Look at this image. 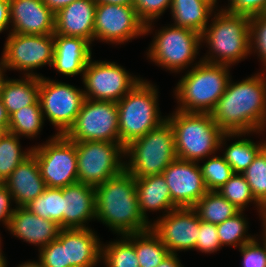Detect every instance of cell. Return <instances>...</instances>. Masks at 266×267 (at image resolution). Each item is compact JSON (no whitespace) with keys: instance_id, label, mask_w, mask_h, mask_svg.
Masks as SVG:
<instances>
[{"instance_id":"1","label":"cell","mask_w":266,"mask_h":267,"mask_svg":"<svg viewBox=\"0 0 266 267\" xmlns=\"http://www.w3.org/2000/svg\"><path fill=\"white\" fill-rule=\"evenodd\" d=\"M266 74L232 83L210 113L224 133H261L266 129Z\"/></svg>"},{"instance_id":"2","label":"cell","mask_w":266,"mask_h":267,"mask_svg":"<svg viewBox=\"0 0 266 267\" xmlns=\"http://www.w3.org/2000/svg\"><path fill=\"white\" fill-rule=\"evenodd\" d=\"M96 219L119 236L151 229L141 215L136 193V178L125 169L117 176L94 186Z\"/></svg>"},{"instance_id":"3","label":"cell","mask_w":266,"mask_h":267,"mask_svg":"<svg viewBox=\"0 0 266 267\" xmlns=\"http://www.w3.org/2000/svg\"><path fill=\"white\" fill-rule=\"evenodd\" d=\"M171 115L166 119L174 131L177 158L185 161H203L215 155L226 144L227 138L250 134L224 133L210 113H189L176 109Z\"/></svg>"},{"instance_id":"4","label":"cell","mask_w":266,"mask_h":267,"mask_svg":"<svg viewBox=\"0 0 266 267\" xmlns=\"http://www.w3.org/2000/svg\"><path fill=\"white\" fill-rule=\"evenodd\" d=\"M215 13L211 24L201 34L202 43L210 49L202 61L231 66L251 54L250 17L224 8Z\"/></svg>"},{"instance_id":"5","label":"cell","mask_w":266,"mask_h":267,"mask_svg":"<svg viewBox=\"0 0 266 267\" xmlns=\"http://www.w3.org/2000/svg\"><path fill=\"white\" fill-rule=\"evenodd\" d=\"M177 83L174 95L177 110L189 113H211L224 94L230 80L229 65L200 61L194 63Z\"/></svg>"},{"instance_id":"6","label":"cell","mask_w":266,"mask_h":267,"mask_svg":"<svg viewBox=\"0 0 266 267\" xmlns=\"http://www.w3.org/2000/svg\"><path fill=\"white\" fill-rule=\"evenodd\" d=\"M158 89L147 80L137 83L118 101L119 143L125 148L166 120L159 113Z\"/></svg>"},{"instance_id":"7","label":"cell","mask_w":266,"mask_h":267,"mask_svg":"<svg viewBox=\"0 0 266 267\" xmlns=\"http://www.w3.org/2000/svg\"><path fill=\"white\" fill-rule=\"evenodd\" d=\"M129 158L125 170L135 178L160 175L167 166L177 159L174 131L166 119L157 128L131 141L124 148Z\"/></svg>"},{"instance_id":"8","label":"cell","mask_w":266,"mask_h":267,"mask_svg":"<svg viewBox=\"0 0 266 267\" xmlns=\"http://www.w3.org/2000/svg\"><path fill=\"white\" fill-rule=\"evenodd\" d=\"M201 42V34L194 30L172 24L164 26L155 34L147 58L161 68L178 73L193 65Z\"/></svg>"},{"instance_id":"9","label":"cell","mask_w":266,"mask_h":267,"mask_svg":"<svg viewBox=\"0 0 266 267\" xmlns=\"http://www.w3.org/2000/svg\"><path fill=\"white\" fill-rule=\"evenodd\" d=\"M46 144L32 147L46 187L64 188L78 182L76 142L54 135Z\"/></svg>"},{"instance_id":"10","label":"cell","mask_w":266,"mask_h":267,"mask_svg":"<svg viewBox=\"0 0 266 267\" xmlns=\"http://www.w3.org/2000/svg\"><path fill=\"white\" fill-rule=\"evenodd\" d=\"M78 182L92 186L104 183L125 169L124 147L116 142H76Z\"/></svg>"},{"instance_id":"11","label":"cell","mask_w":266,"mask_h":267,"mask_svg":"<svg viewBox=\"0 0 266 267\" xmlns=\"http://www.w3.org/2000/svg\"><path fill=\"white\" fill-rule=\"evenodd\" d=\"M82 89L40 77L39 102L45 117L56 127V135H65L73 126L85 101Z\"/></svg>"},{"instance_id":"12","label":"cell","mask_w":266,"mask_h":267,"mask_svg":"<svg viewBox=\"0 0 266 267\" xmlns=\"http://www.w3.org/2000/svg\"><path fill=\"white\" fill-rule=\"evenodd\" d=\"M65 136L73 142L119 143L117 104L111 101L85 99L73 126Z\"/></svg>"},{"instance_id":"13","label":"cell","mask_w":266,"mask_h":267,"mask_svg":"<svg viewBox=\"0 0 266 267\" xmlns=\"http://www.w3.org/2000/svg\"><path fill=\"white\" fill-rule=\"evenodd\" d=\"M2 56L8 70L25 72V76H38L33 70L44 65L52 66L54 34L34 35L9 33Z\"/></svg>"},{"instance_id":"14","label":"cell","mask_w":266,"mask_h":267,"mask_svg":"<svg viewBox=\"0 0 266 267\" xmlns=\"http://www.w3.org/2000/svg\"><path fill=\"white\" fill-rule=\"evenodd\" d=\"M85 98L98 101H120L143 78L131 76L115 62L89 60L83 74Z\"/></svg>"},{"instance_id":"15","label":"cell","mask_w":266,"mask_h":267,"mask_svg":"<svg viewBox=\"0 0 266 267\" xmlns=\"http://www.w3.org/2000/svg\"><path fill=\"white\" fill-rule=\"evenodd\" d=\"M145 35V24L134 6L96 4L94 40L123 44Z\"/></svg>"},{"instance_id":"16","label":"cell","mask_w":266,"mask_h":267,"mask_svg":"<svg viewBox=\"0 0 266 267\" xmlns=\"http://www.w3.org/2000/svg\"><path fill=\"white\" fill-rule=\"evenodd\" d=\"M200 219L193 208L181 207L151 223V230L160 238L169 253L195 249Z\"/></svg>"},{"instance_id":"17","label":"cell","mask_w":266,"mask_h":267,"mask_svg":"<svg viewBox=\"0 0 266 267\" xmlns=\"http://www.w3.org/2000/svg\"><path fill=\"white\" fill-rule=\"evenodd\" d=\"M172 202L178 207L192 208L207 193L198 162L175 159L162 173Z\"/></svg>"},{"instance_id":"18","label":"cell","mask_w":266,"mask_h":267,"mask_svg":"<svg viewBox=\"0 0 266 267\" xmlns=\"http://www.w3.org/2000/svg\"><path fill=\"white\" fill-rule=\"evenodd\" d=\"M11 31L9 33L54 34L55 14L43 0H9Z\"/></svg>"},{"instance_id":"19","label":"cell","mask_w":266,"mask_h":267,"mask_svg":"<svg viewBox=\"0 0 266 267\" xmlns=\"http://www.w3.org/2000/svg\"><path fill=\"white\" fill-rule=\"evenodd\" d=\"M57 239L65 245L66 267H95L101 261L102 243L92 228L60 229Z\"/></svg>"},{"instance_id":"20","label":"cell","mask_w":266,"mask_h":267,"mask_svg":"<svg viewBox=\"0 0 266 267\" xmlns=\"http://www.w3.org/2000/svg\"><path fill=\"white\" fill-rule=\"evenodd\" d=\"M94 0H76L55 14L54 33L94 41Z\"/></svg>"},{"instance_id":"21","label":"cell","mask_w":266,"mask_h":267,"mask_svg":"<svg viewBox=\"0 0 266 267\" xmlns=\"http://www.w3.org/2000/svg\"><path fill=\"white\" fill-rule=\"evenodd\" d=\"M96 219L94 186L77 182L63 188V229L88 228Z\"/></svg>"},{"instance_id":"22","label":"cell","mask_w":266,"mask_h":267,"mask_svg":"<svg viewBox=\"0 0 266 267\" xmlns=\"http://www.w3.org/2000/svg\"><path fill=\"white\" fill-rule=\"evenodd\" d=\"M7 229L15 237L39 246L40 250L57 239L61 228L53 220H45L26 207L16 206Z\"/></svg>"},{"instance_id":"23","label":"cell","mask_w":266,"mask_h":267,"mask_svg":"<svg viewBox=\"0 0 266 267\" xmlns=\"http://www.w3.org/2000/svg\"><path fill=\"white\" fill-rule=\"evenodd\" d=\"M91 44L80 37H68L54 33V56L52 66L65 76L81 74L92 58Z\"/></svg>"},{"instance_id":"24","label":"cell","mask_w":266,"mask_h":267,"mask_svg":"<svg viewBox=\"0 0 266 267\" xmlns=\"http://www.w3.org/2000/svg\"><path fill=\"white\" fill-rule=\"evenodd\" d=\"M3 184L8 188L17 207H25L46 189L38 161L33 154L20 163Z\"/></svg>"},{"instance_id":"25","label":"cell","mask_w":266,"mask_h":267,"mask_svg":"<svg viewBox=\"0 0 266 267\" xmlns=\"http://www.w3.org/2000/svg\"><path fill=\"white\" fill-rule=\"evenodd\" d=\"M136 193L141 215L149 220L147 212L162 211L166 215L178 208L171 199L169 187L162 174L136 178Z\"/></svg>"},{"instance_id":"26","label":"cell","mask_w":266,"mask_h":267,"mask_svg":"<svg viewBox=\"0 0 266 267\" xmlns=\"http://www.w3.org/2000/svg\"><path fill=\"white\" fill-rule=\"evenodd\" d=\"M39 85L38 76L24 75L22 79H6L0 91V98L9 117L39 99Z\"/></svg>"},{"instance_id":"27","label":"cell","mask_w":266,"mask_h":267,"mask_svg":"<svg viewBox=\"0 0 266 267\" xmlns=\"http://www.w3.org/2000/svg\"><path fill=\"white\" fill-rule=\"evenodd\" d=\"M171 14L175 26L202 34L209 24L214 8L203 0H172Z\"/></svg>"},{"instance_id":"28","label":"cell","mask_w":266,"mask_h":267,"mask_svg":"<svg viewBox=\"0 0 266 267\" xmlns=\"http://www.w3.org/2000/svg\"><path fill=\"white\" fill-rule=\"evenodd\" d=\"M124 236L135 246L139 267H157L170 254L167 247L151 229Z\"/></svg>"},{"instance_id":"29","label":"cell","mask_w":266,"mask_h":267,"mask_svg":"<svg viewBox=\"0 0 266 267\" xmlns=\"http://www.w3.org/2000/svg\"><path fill=\"white\" fill-rule=\"evenodd\" d=\"M192 208L200 220L214 225L221 224L240 211L218 191H207Z\"/></svg>"},{"instance_id":"30","label":"cell","mask_w":266,"mask_h":267,"mask_svg":"<svg viewBox=\"0 0 266 267\" xmlns=\"http://www.w3.org/2000/svg\"><path fill=\"white\" fill-rule=\"evenodd\" d=\"M44 125V117L39 99L30 106H26L13 113L9 117L7 132L17 135L34 138Z\"/></svg>"},{"instance_id":"31","label":"cell","mask_w":266,"mask_h":267,"mask_svg":"<svg viewBox=\"0 0 266 267\" xmlns=\"http://www.w3.org/2000/svg\"><path fill=\"white\" fill-rule=\"evenodd\" d=\"M25 207L45 220L55 221L63 229V188L46 187L40 196Z\"/></svg>"},{"instance_id":"32","label":"cell","mask_w":266,"mask_h":267,"mask_svg":"<svg viewBox=\"0 0 266 267\" xmlns=\"http://www.w3.org/2000/svg\"><path fill=\"white\" fill-rule=\"evenodd\" d=\"M225 199L237 207L240 211H244L250 202H254L257 206L259 216L263 226H266V210L255 200L250 190V186L246 178L239 173H235L219 190H217Z\"/></svg>"},{"instance_id":"33","label":"cell","mask_w":266,"mask_h":267,"mask_svg":"<svg viewBox=\"0 0 266 267\" xmlns=\"http://www.w3.org/2000/svg\"><path fill=\"white\" fill-rule=\"evenodd\" d=\"M20 138L7 132L0 138V183H3L11 173L32 154L30 149L22 150Z\"/></svg>"},{"instance_id":"34","label":"cell","mask_w":266,"mask_h":267,"mask_svg":"<svg viewBox=\"0 0 266 267\" xmlns=\"http://www.w3.org/2000/svg\"><path fill=\"white\" fill-rule=\"evenodd\" d=\"M262 147L263 142L255 143L251 139L243 138L230 144L222 156L234 173L242 174L251 165Z\"/></svg>"},{"instance_id":"35","label":"cell","mask_w":266,"mask_h":267,"mask_svg":"<svg viewBox=\"0 0 266 267\" xmlns=\"http://www.w3.org/2000/svg\"><path fill=\"white\" fill-rule=\"evenodd\" d=\"M122 238V239H121ZM101 246V260L106 267H139L135 246L124 236Z\"/></svg>"},{"instance_id":"36","label":"cell","mask_w":266,"mask_h":267,"mask_svg":"<svg viewBox=\"0 0 266 267\" xmlns=\"http://www.w3.org/2000/svg\"><path fill=\"white\" fill-rule=\"evenodd\" d=\"M243 214V211H239L234 216L217 225V234L222 247L231 245L235 248H240L256 238L246 234L248 231V221L246 217L244 218Z\"/></svg>"},{"instance_id":"37","label":"cell","mask_w":266,"mask_h":267,"mask_svg":"<svg viewBox=\"0 0 266 267\" xmlns=\"http://www.w3.org/2000/svg\"><path fill=\"white\" fill-rule=\"evenodd\" d=\"M203 163L200 169L208 191L219 190L235 174L223 156H209V159Z\"/></svg>"},{"instance_id":"38","label":"cell","mask_w":266,"mask_h":267,"mask_svg":"<svg viewBox=\"0 0 266 267\" xmlns=\"http://www.w3.org/2000/svg\"><path fill=\"white\" fill-rule=\"evenodd\" d=\"M242 175L255 200L266 210V154L262 150Z\"/></svg>"},{"instance_id":"39","label":"cell","mask_w":266,"mask_h":267,"mask_svg":"<svg viewBox=\"0 0 266 267\" xmlns=\"http://www.w3.org/2000/svg\"><path fill=\"white\" fill-rule=\"evenodd\" d=\"M172 0H134L139 19L145 24V35L152 30V22L163 15L167 8H171Z\"/></svg>"},{"instance_id":"40","label":"cell","mask_w":266,"mask_h":267,"mask_svg":"<svg viewBox=\"0 0 266 267\" xmlns=\"http://www.w3.org/2000/svg\"><path fill=\"white\" fill-rule=\"evenodd\" d=\"M252 51L258 54L266 71V12L250 17V52Z\"/></svg>"},{"instance_id":"41","label":"cell","mask_w":266,"mask_h":267,"mask_svg":"<svg viewBox=\"0 0 266 267\" xmlns=\"http://www.w3.org/2000/svg\"><path fill=\"white\" fill-rule=\"evenodd\" d=\"M263 244L255 238L239 248L243 258L242 267H266V229L263 227Z\"/></svg>"},{"instance_id":"42","label":"cell","mask_w":266,"mask_h":267,"mask_svg":"<svg viewBox=\"0 0 266 267\" xmlns=\"http://www.w3.org/2000/svg\"><path fill=\"white\" fill-rule=\"evenodd\" d=\"M195 250L202 253H214L222 248L217 234V225L200 220Z\"/></svg>"},{"instance_id":"43","label":"cell","mask_w":266,"mask_h":267,"mask_svg":"<svg viewBox=\"0 0 266 267\" xmlns=\"http://www.w3.org/2000/svg\"><path fill=\"white\" fill-rule=\"evenodd\" d=\"M41 267H66L65 245L58 239L39 250Z\"/></svg>"},{"instance_id":"44","label":"cell","mask_w":266,"mask_h":267,"mask_svg":"<svg viewBox=\"0 0 266 267\" xmlns=\"http://www.w3.org/2000/svg\"><path fill=\"white\" fill-rule=\"evenodd\" d=\"M227 9L231 13L252 17L266 12V0H229Z\"/></svg>"},{"instance_id":"45","label":"cell","mask_w":266,"mask_h":267,"mask_svg":"<svg viewBox=\"0 0 266 267\" xmlns=\"http://www.w3.org/2000/svg\"><path fill=\"white\" fill-rule=\"evenodd\" d=\"M12 200L13 198L8 188L3 183H0V221L3 222L2 224H4L6 228H8L15 210V208H10L12 206L10 205Z\"/></svg>"},{"instance_id":"46","label":"cell","mask_w":266,"mask_h":267,"mask_svg":"<svg viewBox=\"0 0 266 267\" xmlns=\"http://www.w3.org/2000/svg\"><path fill=\"white\" fill-rule=\"evenodd\" d=\"M9 0H0V33L10 29Z\"/></svg>"},{"instance_id":"47","label":"cell","mask_w":266,"mask_h":267,"mask_svg":"<svg viewBox=\"0 0 266 267\" xmlns=\"http://www.w3.org/2000/svg\"><path fill=\"white\" fill-rule=\"evenodd\" d=\"M76 0H43V3L54 13L56 14L61 9L71 4Z\"/></svg>"},{"instance_id":"48","label":"cell","mask_w":266,"mask_h":267,"mask_svg":"<svg viewBox=\"0 0 266 267\" xmlns=\"http://www.w3.org/2000/svg\"><path fill=\"white\" fill-rule=\"evenodd\" d=\"M178 254H168L157 267H184L177 257Z\"/></svg>"},{"instance_id":"49","label":"cell","mask_w":266,"mask_h":267,"mask_svg":"<svg viewBox=\"0 0 266 267\" xmlns=\"http://www.w3.org/2000/svg\"><path fill=\"white\" fill-rule=\"evenodd\" d=\"M0 125L8 130L9 116L7 114L6 108L3 106L2 100L0 98Z\"/></svg>"},{"instance_id":"50","label":"cell","mask_w":266,"mask_h":267,"mask_svg":"<svg viewBox=\"0 0 266 267\" xmlns=\"http://www.w3.org/2000/svg\"><path fill=\"white\" fill-rule=\"evenodd\" d=\"M97 4H114L133 6L134 0H94Z\"/></svg>"},{"instance_id":"51","label":"cell","mask_w":266,"mask_h":267,"mask_svg":"<svg viewBox=\"0 0 266 267\" xmlns=\"http://www.w3.org/2000/svg\"><path fill=\"white\" fill-rule=\"evenodd\" d=\"M8 70L7 66L5 64L4 58L2 56L1 60H0V91L3 88L4 82L6 81V76L4 73L5 71Z\"/></svg>"},{"instance_id":"52","label":"cell","mask_w":266,"mask_h":267,"mask_svg":"<svg viewBox=\"0 0 266 267\" xmlns=\"http://www.w3.org/2000/svg\"><path fill=\"white\" fill-rule=\"evenodd\" d=\"M18 267H41V263L40 262H36V261H27L22 263L21 265H19Z\"/></svg>"},{"instance_id":"53","label":"cell","mask_w":266,"mask_h":267,"mask_svg":"<svg viewBox=\"0 0 266 267\" xmlns=\"http://www.w3.org/2000/svg\"><path fill=\"white\" fill-rule=\"evenodd\" d=\"M6 258L3 255H0V267H7Z\"/></svg>"},{"instance_id":"54","label":"cell","mask_w":266,"mask_h":267,"mask_svg":"<svg viewBox=\"0 0 266 267\" xmlns=\"http://www.w3.org/2000/svg\"><path fill=\"white\" fill-rule=\"evenodd\" d=\"M205 2H207L208 4H210L214 9H216L215 7L216 6V3H217V0H203Z\"/></svg>"},{"instance_id":"55","label":"cell","mask_w":266,"mask_h":267,"mask_svg":"<svg viewBox=\"0 0 266 267\" xmlns=\"http://www.w3.org/2000/svg\"><path fill=\"white\" fill-rule=\"evenodd\" d=\"M6 133H7V130L3 126L0 125V138Z\"/></svg>"},{"instance_id":"56","label":"cell","mask_w":266,"mask_h":267,"mask_svg":"<svg viewBox=\"0 0 266 267\" xmlns=\"http://www.w3.org/2000/svg\"><path fill=\"white\" fill-rule=\"evenodd\" d=\"M262 151L266 154V141L263 142Z\"/></svg>"},{"instance_id":"57","label":"cell","mask_w":266,"mask_h":267,"mask_svg":"<svg viewBox=\"0 0 266 267\" xmlns=\"http://www.w3.org/2000/svg\"><path fill=\"white\" fill-rule=\"evenodd\" d=\"M0 255H3L2 249H1V237H0Z\"/></svg>"}]
</instances>
